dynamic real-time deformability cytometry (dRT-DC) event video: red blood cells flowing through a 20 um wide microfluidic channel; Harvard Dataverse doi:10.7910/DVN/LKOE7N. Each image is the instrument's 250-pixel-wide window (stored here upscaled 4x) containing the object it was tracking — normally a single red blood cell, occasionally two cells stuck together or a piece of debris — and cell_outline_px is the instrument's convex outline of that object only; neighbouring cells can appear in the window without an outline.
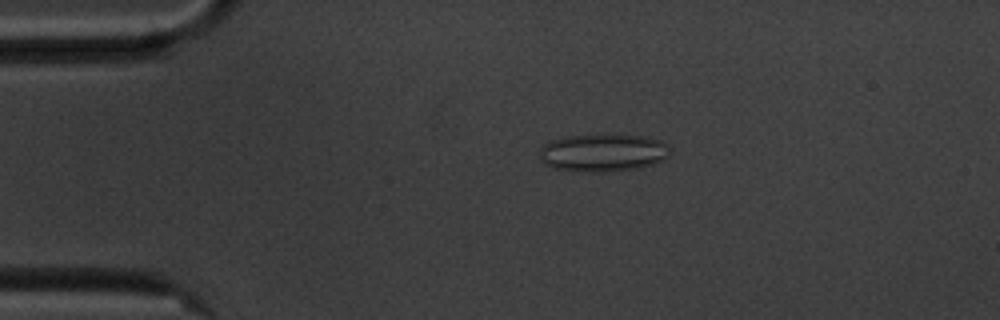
{"species": "common noctule bat (a hibernating species)", "species_latin": "Nyctalus noctula", "temperature_condition": "cold", "stored_images_in_passage": 22, "camera_frame_rate_fps": 3000, "um_per_image_px": 0.085, "animal": {"sex": "male", "body_mass_g": 20.1, "forearm_length_mm": 53.5}, "frame": {"image": 1, "passage_image": 11, "time_ms": 3.333, "image_size_px": [1000, 320], "cell_outline_px": [[668, 156], [664, 160], [640, 168], [600, 172], [584, 172], [552, 168], [544, 164], [540, 160], [540, 148], [544, 144], [552, 140], [568, 136], [640, 136], [660, 140], [668, 144]], "centroid_in_image_um": [51.23, 13.01], "position_along_channel_um": 33.8, "area_um2": 28.32}}
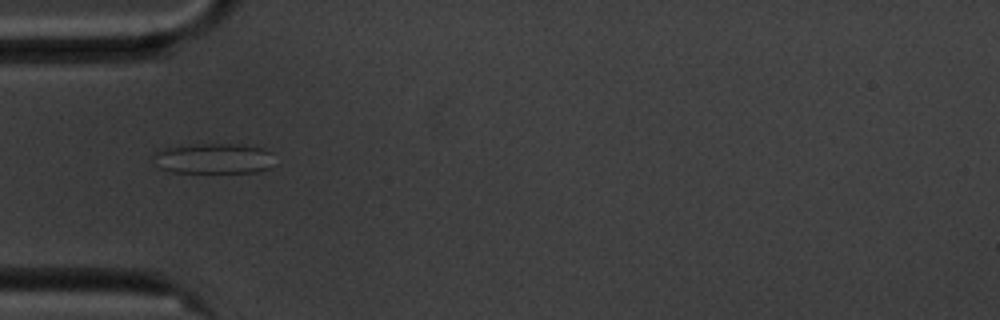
{"frame": {"image": 2, "passage_image": 17, "time_ms": 5.333, "image_size_px": [1000, 320], "cell_outline_px": [[272, 152], [268, 168], [256, 172], [172, 172], [160, 168], [156, 156], [156, 152], [164, 148], [196, 144], [240, 144], [264, 148]], "centroid_in_image_um": [18.19, 13.46], "position_along_channel_um": 66.8, "area_um2": 20.98}}
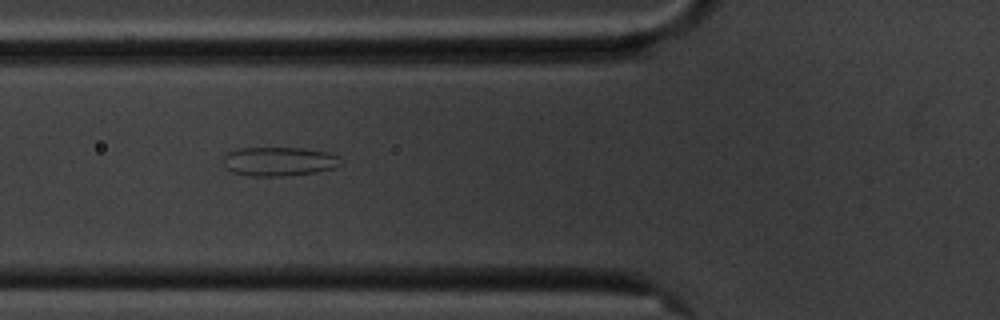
{"frame": {"image": 3, "passage_image": 20, "time_ms": 6.333, "image_size_px": [1000, 320], "cell_outline_px": [[340, 164], [332, 168], [316, 172], [284, 176], [248, 176], [232, 172], [228, 168], [224, 160], [224, 156], [228, 152], [240, 148], [304, 148], [328, 152], [340, 156]], "centroid_in_image_um": [23.73, 13.72], "position_along_channel_um": 102.1, "area_um2": 19.77}}